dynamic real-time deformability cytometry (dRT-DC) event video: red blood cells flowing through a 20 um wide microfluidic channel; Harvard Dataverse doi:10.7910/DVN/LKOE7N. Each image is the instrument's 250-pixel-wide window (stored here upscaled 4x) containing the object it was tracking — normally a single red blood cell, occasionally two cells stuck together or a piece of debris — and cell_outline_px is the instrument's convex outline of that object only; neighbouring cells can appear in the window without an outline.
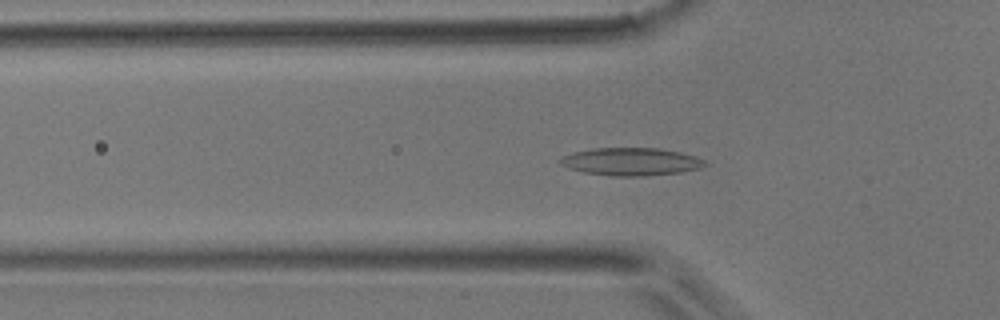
{"species": "common noctule bat (a hibernating species)", "species_latin": "Nyctalus noctula", "temperature_condition": "room temperature", "stored_images_in_passage": 50, "camera_frame_rate_fps": 3000, "um_per_image_px": 0.085, "animal": {"sex": "male", "body_mass_g": 17.9}, "frame": {"image": 1, "passage_image": 16, "time_ms": 5.0, "image_size_px": [1000, 320], "cell_outline_px": [[708, 164], [700, 168], [680, 172], [644, 176], [612, 176], [584, 172], [568, 168], [560, 164], [556, 160], [572, 152], [592, 148], [660, 148], [680, 152], [696, 156], [704, 160]], "centroid_in_image_um": [53.62, 13.73], "position_along_channel_um": 72.2, "area_um2": 23.52}}
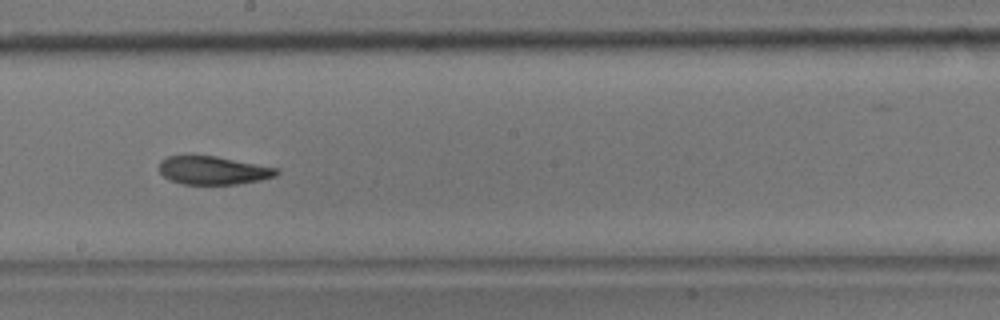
{"frame": {"image": 2, "passage_image": 28, "time_ms": 9.0, "image_size_px": [1000, 320], "cell_outline_px": [[280, 172], [276, 176], [260, 180], [236, 184], [180, 184], [164, 176], [160, 172], [160, 160], [168, 156], [216, 156], [280, 168]], "centroid_in_image_um": [18.16, 14.48], "position_along_channel_um": 230.0, "area_um2": 19.31}}
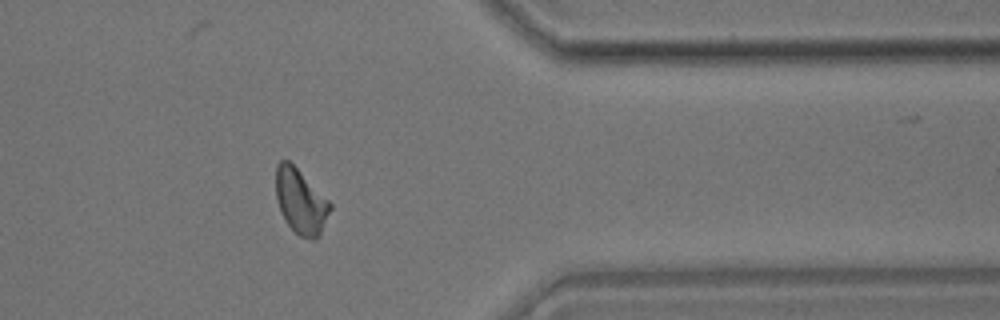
{"frame": {"image": 3, "passage_image": 41, "time_ms": 13.333, "image_size_px": [1000, 320], "cell_outline_px": [[332, 208], [320, 236], [316, 240], [312, 240], [300, 236], [288, 224], [280, 208], [276, 196], [276, 164], [280, 160], [288, 160], [332, 204]], "centroid_in_image_um": [25.58, 17.14], "position_along_channel_um": 385.8, "area_um2": 20.17}}